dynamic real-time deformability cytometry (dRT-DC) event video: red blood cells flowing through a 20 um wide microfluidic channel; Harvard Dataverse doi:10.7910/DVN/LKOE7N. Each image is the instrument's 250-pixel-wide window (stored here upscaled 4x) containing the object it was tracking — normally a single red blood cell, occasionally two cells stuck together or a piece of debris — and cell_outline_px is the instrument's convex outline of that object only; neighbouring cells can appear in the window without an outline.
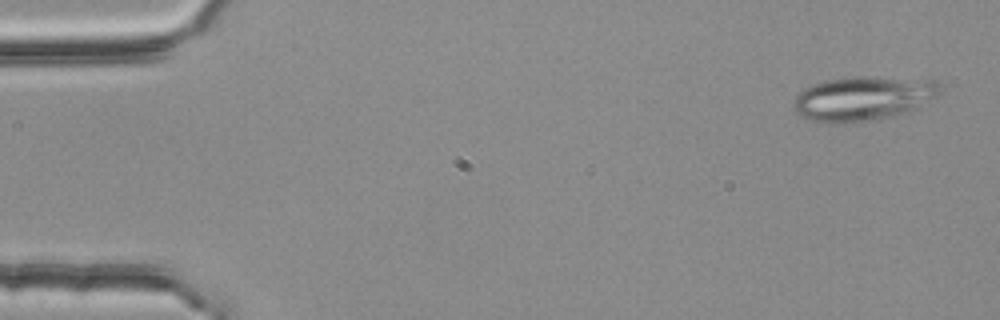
{"species": "common noctule bat (a hibernating species)", "species_latin": "Nyctalus noctula", "temperature_condition": "room temperature", "stored_images_in_passage": 54, "segment_of_instrument_passage": [1, 2], "camera_frame_rate_fps": 3000, "um_per_image_px": 0.085, "animal": {"sex": "female", "body_mass_g": 25.1}, "frame": {"image": 1, "passage_image": 2, "time_ms": 0.333, "image_size_px": [1000, 320], "cell_outline_px": [[944, 92], [916, 108], [908, 112], [896, 116], [880, 120], [836, 124], [832, 124], [812, 120], [800, 116], [792, 108], [792, 100], [804, 88], [812, 84], [824, 80], [852, 76], [864, 76], [936, 80], [944, 84]], "centroid_in_image_um": [73.4, 8.37], "position_along_channel_um": 11.6, "area_um2": 38.9}}